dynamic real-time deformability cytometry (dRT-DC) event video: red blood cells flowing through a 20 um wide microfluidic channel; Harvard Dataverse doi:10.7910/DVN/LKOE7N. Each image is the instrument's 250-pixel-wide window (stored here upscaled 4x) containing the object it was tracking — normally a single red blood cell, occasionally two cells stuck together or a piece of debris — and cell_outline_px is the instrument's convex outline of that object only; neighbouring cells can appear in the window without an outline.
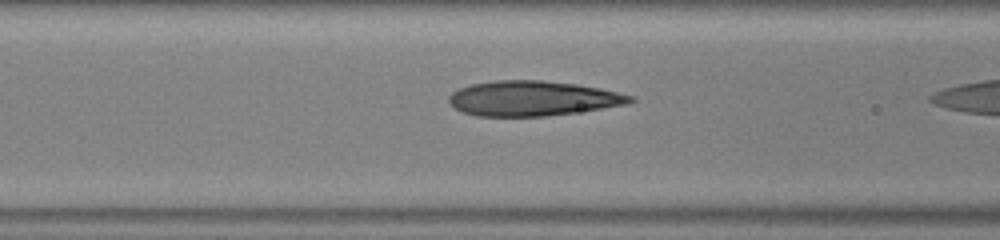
{"species": "human", "species_latin": "Homo sapiens", "temperature_condition": "warm", "stored_images_in_passage": 36, "camera_frame_rate_fps": 3000, "um_per_image_px": 0.085, "donor": {"sex": "male"}, "frame": {"image": 1, "passage_image": 15, "time_ms": 4.667, "image_size_px": [1000, 240], "cell_outline_px": [[636, 100], [628, 104], [576, 112], [544, 116], [476, 116], [464, 112], [456, 108], [448, 100], [448, 96], [452, 92], [460, 88], [472, 84], [496, 80], [540, 80], [576, 84], [600, 88], [636, 96]], "centroid_in_image_um": [45.31, 8.36], "position_along_channel_um": 121.3, "area_um2": 36.88}}
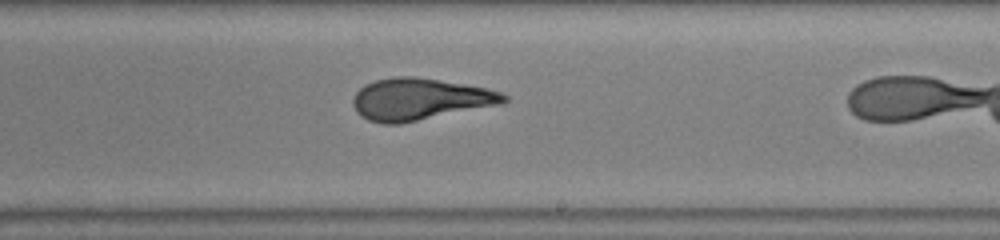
{"frame": {"image": 2, "passage_image": 25, "time_ms": 8.0, "image_size_px": [1000, 240], "cell_outline_px": [[508, 100], [504, 104], [400, 124], [384, 124], [368, 120], [360, 116], [356, 112], [352, 104], [352, 100], [356, 92], [364, 84], [376, 80], [392, 76], [412, 76], [464, 84], [484, 88], [500, 92], [508, 96]], "centroid_in_image_um": [35.67, 8.44], "position_along_channel_um": 253.3, "area_um2": 36.99}}
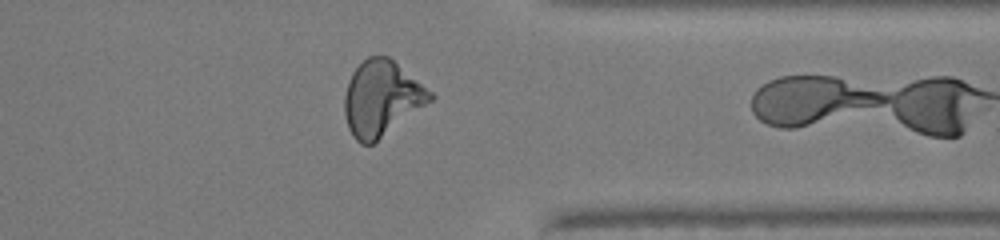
{"frame": {"image": 3, "passage_image": 35, "time_ms": 11.333, "image_size_px": [1000, 240], "cell_outline_px": [[436, 96], [432, 100], [372, 144], [360, 144], [352, 136], [348, 128], [344, 112], [344, 96], [348, 80], [352, 72], [368, 56], [388, 56], [432, 92]], "centroid_in_image_um": [32.4, 8.36], "position_along_channel_um": 379.0, "area_um2": 37.11}}